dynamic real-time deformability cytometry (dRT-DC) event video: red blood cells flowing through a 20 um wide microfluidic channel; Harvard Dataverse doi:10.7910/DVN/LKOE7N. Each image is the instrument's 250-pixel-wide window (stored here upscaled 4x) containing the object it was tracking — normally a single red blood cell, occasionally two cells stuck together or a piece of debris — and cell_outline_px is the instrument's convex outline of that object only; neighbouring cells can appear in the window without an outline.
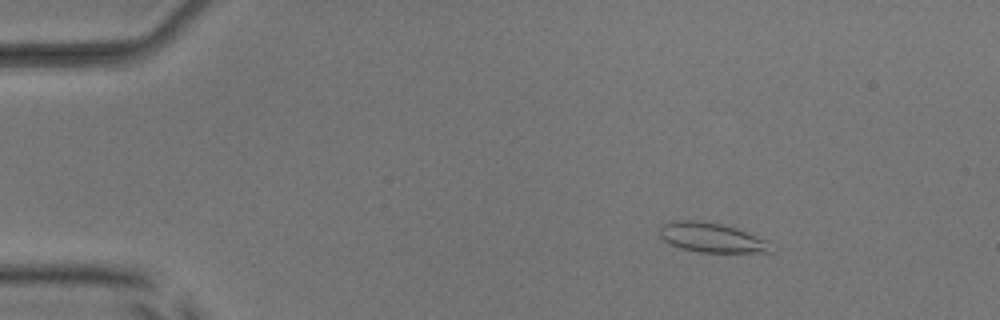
{"species": "common noctule bat (a hibernating species)", "species_latin": "Nyctalus noctula", "temperature_condition": "room temperature", "stored_images_in_passage": 47, "camera_frame_rate_fps": 3000, "um_per_image_px": 0.085, "animal": {"sex": "male", "body_mass_g": 17.9, "forearm_length_mm": 54.2}, "frame": {"image": 1, "passage_image": 1, "time_ms": 0.0, "image_size_px": [1000, 320], "cell_outline_px": [[776, 252], [700, 252], [680, 248], [664, 240], [656, 232], [668, 220], [692, 220], [720, 224], [736, 228], [764, 240], [776, 248]], "centroid_in_image_um": [60.46, 20.2], "position_along_channel_um": 24.5, "area_um2": 19.07}}
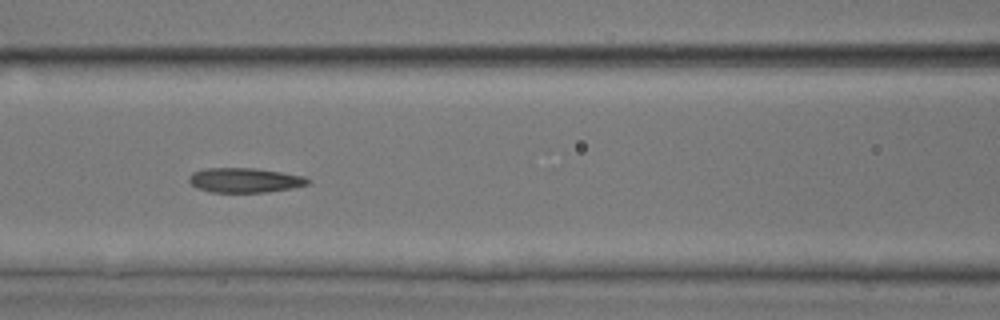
{"frame": {"image": 2, "passage_image": 17, "time_ms": 5.333, "image_size_px": [1000, 320], "cell_outline_px": [[312, 180], [308, 184], [292, 188], [268, 192], [212, 192], [196, 188], [188, 180], [188, 176], [192, 172], [204, 168], [252, 168], [280, 172], [304, 176]], "centroid_in_image_um": [20.79, 15.32], "position_along_channel_um": 145.8, "area_um2": 17.11}}
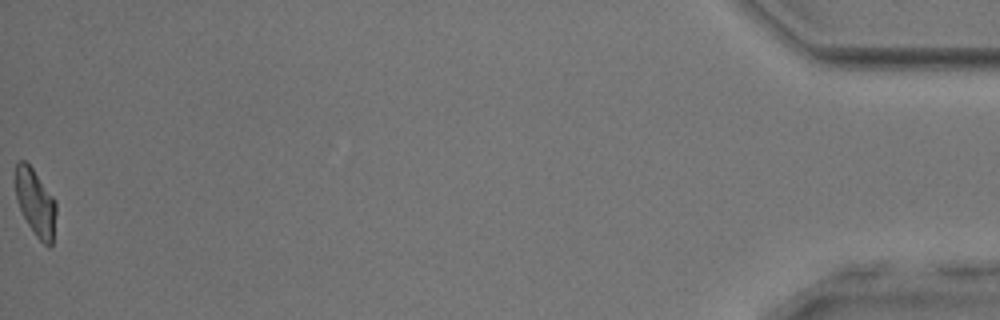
{"frame": {"image": 3, "passage_image": 47, "time_ms": 15.333, "image_size_px": [1000, 320], "cell_outline_px": [[56, 212], [52, 244], [48, 248], [36, 236], [28, 224], [16, 200], [16, 164], [20, 160], [24, 160], [32, 168], [56, 200]], "centroid_in_image_um": [3.03, 17.24], "position_along_channel_um": 432.2, "area_um2": 15.66}, "authors_computed_cell_mechanics": {"area_um2": 16.9354, "velocity_mm_per_s": 3.8448, "shape_relaxation_time_tau1_ms": null, "shape_relaxation_time_tau2_ms": 3.5979, "deformation_change_tau1": null, "deformation_change_tau2": 0.1196}}